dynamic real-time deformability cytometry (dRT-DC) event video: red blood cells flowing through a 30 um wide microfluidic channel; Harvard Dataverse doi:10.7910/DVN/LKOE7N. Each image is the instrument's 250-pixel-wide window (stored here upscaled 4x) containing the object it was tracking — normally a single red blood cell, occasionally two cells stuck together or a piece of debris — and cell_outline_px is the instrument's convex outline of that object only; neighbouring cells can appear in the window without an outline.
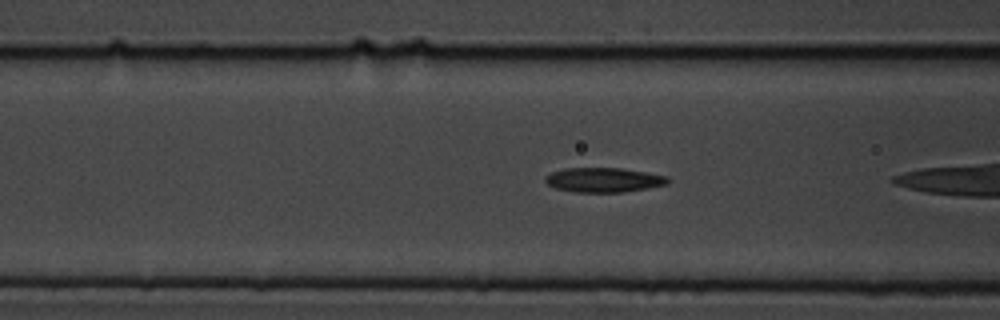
{"species": "common noctule bat (a hibernating species)", "species_latin": "Nyctalus noctula", "temperature_condition": "cold", "stored_images_in_passage": 28, "camera_frame_rate_fps": 3000, "um_per_image_px": 0.085, "animal": {"sex": "male", "body_mass_g": 19.5, "forearm_length_mm": 54.6}, "frame": {"image": 1, "passage_image": 5, "time_ms": 1.333, "image_size_px": [1000, 320], "cell_outline_px": [[672, 180], [668, 184], [620, 192], [576, 192], [556, 188], [548, 184], [544, 180], [544, 176], [552, 172], [564, 168], [620, 168], [668, 176]], "centroid_in_image_um": [51.3, 15.28], "position_along_channel_um": 115.3, "area_um2": 17.4}}
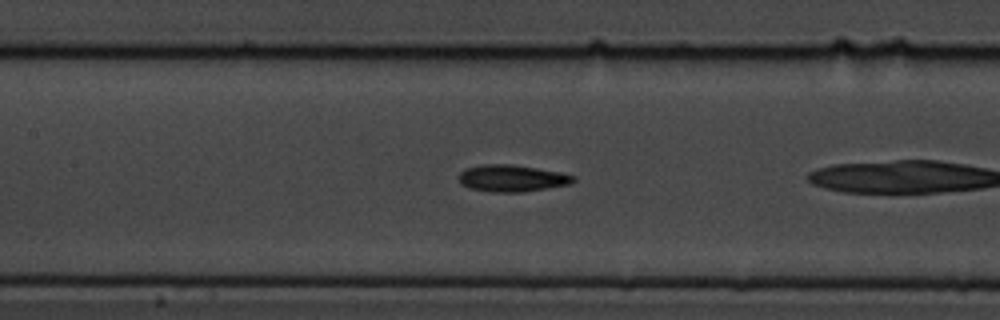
{"frame": {"image": 2, "passage_image": 9, "time_ms": 2.667, "image_size_px": [1000, 320], "cell_outline_px": [[576, 180], [568, 184], [524, 192], [492, 192], [468, 188], [460, 184], [460, 172], [464, 168], [484, 164], [512, 164], [560, 172], [576, 176]], "centroid_in_image_um": [43.49, 15.15], "position_along_channel_um": 163.9, "area_um2": 17.92}}